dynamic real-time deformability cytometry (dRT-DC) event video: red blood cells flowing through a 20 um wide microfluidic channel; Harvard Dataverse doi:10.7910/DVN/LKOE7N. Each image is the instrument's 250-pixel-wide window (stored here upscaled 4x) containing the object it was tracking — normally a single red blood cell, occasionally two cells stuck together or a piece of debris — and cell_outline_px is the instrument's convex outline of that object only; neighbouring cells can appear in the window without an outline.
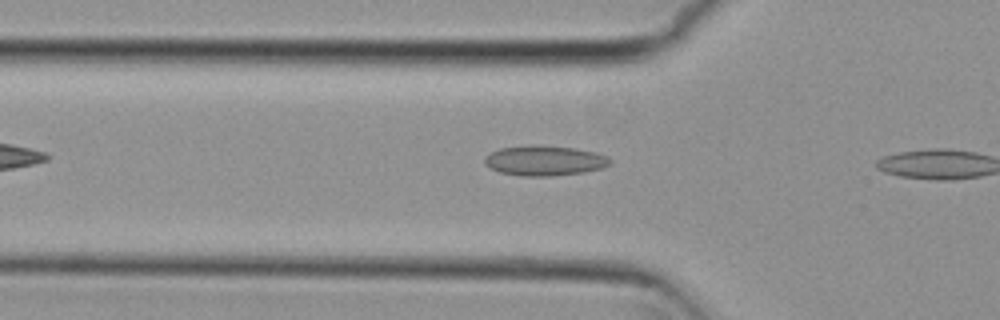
{"species": "common noctule bat (a hibernating species)", "species_latin": "Nyctalus noctula", "temperature_condition": "cold", "stored_images_in_passage": 3, "camera_frame_rate_fps": 3000, "um_per_image_px": 0.085, "animal": {"sex": "female", "body_mass_g": 29.2, "forearm_length_mm": 56.3}, "frame": {"image": 1, "passage_image": 2, "time_ms": 0.333, "image_size_px": [1000, 320], "cell_outline_px": [[612, 164], [600, 168], [584, 172], [552, 176], [520, 176], [500, 172], [492, 168], [484, 160], [484, 156], [500, 148], [532, 144], [572, 148], [596, 152], [608, 156], [612, 160]], "centroid_in_image_um": [46.32, 13.65], "position_along_channel_um": 79.5, "area_um2": 21.96}}